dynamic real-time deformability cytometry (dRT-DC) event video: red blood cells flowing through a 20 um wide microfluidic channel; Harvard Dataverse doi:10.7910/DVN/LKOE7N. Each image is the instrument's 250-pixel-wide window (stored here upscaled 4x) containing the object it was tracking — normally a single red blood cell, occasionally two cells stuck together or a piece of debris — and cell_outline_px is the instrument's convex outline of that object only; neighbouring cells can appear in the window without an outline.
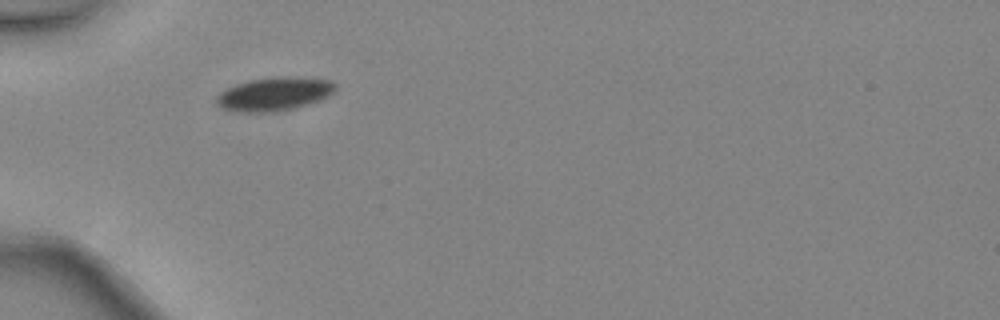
{"species": "common noctule bat (a hibernating species)", "species_latin": "Nyctalus noctula", "temperature_condition": "warm", "stored_images_in_passage": 5, "camera_frame_rate_fps": 3000, "um_per_image_px": 0.085, "animal": {"sex": "female", "body_mass_g": 24.6, "forearm_length_mm": 56.2}, "frame": {"image": 1, "passage_image": 3, "time_ms": 0.667, "image_size_px": [1000, 320], "cell_outline_px": [[336, 88], [328, 96], [308, 104], [292, 108], [268, 112], [244, 112], [224, 108], [216, 104], [216, 96], [220, 92], [236, 84], [252, 80], [280, 76], [300, 76], [332, 80], [336, 84]], "centroid_in_image_um": [23.34, 7.96], "position_along_channel_um": 61.7, "area_um2": 23.0}}
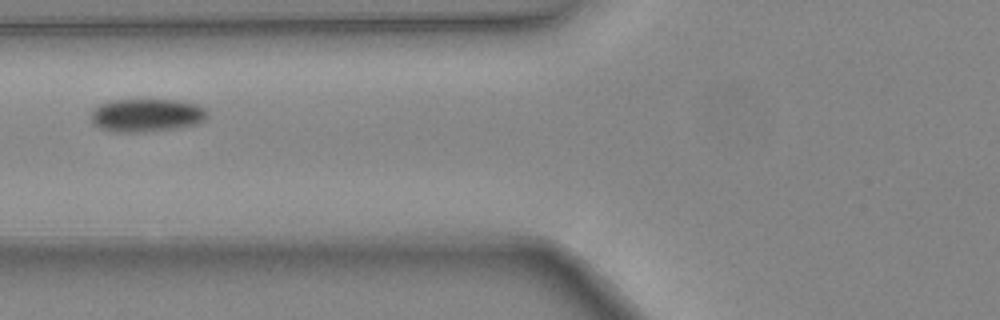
{"frame": {"image": 2, "passage_image": 4, "time_ms": 1.0, "image_size_px": [1000, 320], "cell_outline_px": [[208, 116], [204, 120], [196, 124], [176, 128], [136, 132], [116, 132], [100, 128], [92, 124], [88, 116], [100, 104], [108, 100], [176, 100], [196, 104], [204, 108], [208, 112]], "centroid_in_image_um": [12.42, 9.79], "position_along_channel_um": 113.4, "area_um2": 22.48}}
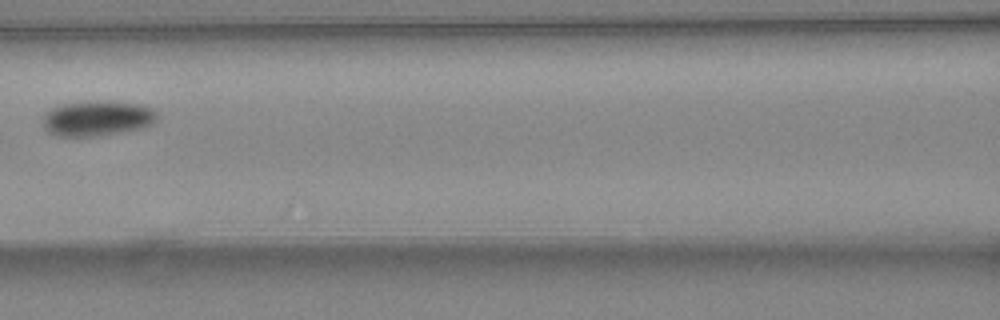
{"frame": {"image": 3, "passage_image": 5, "time_ms": 1.333, "image_size_px": [1000, 320], "cell_outline_px": [[156, 120], [152, 124], [144, 128], [96, 136], [56, 136], [48, 132], [44, 128], [40, 120], [52, 108], [60, 104], [84, 100], [108, 100], [140, 104], [156, 112]], "centroid_in_image_um": [8.22, 10.04], "position_along_channel_um": 158.4, "area_um2": 23.87}}